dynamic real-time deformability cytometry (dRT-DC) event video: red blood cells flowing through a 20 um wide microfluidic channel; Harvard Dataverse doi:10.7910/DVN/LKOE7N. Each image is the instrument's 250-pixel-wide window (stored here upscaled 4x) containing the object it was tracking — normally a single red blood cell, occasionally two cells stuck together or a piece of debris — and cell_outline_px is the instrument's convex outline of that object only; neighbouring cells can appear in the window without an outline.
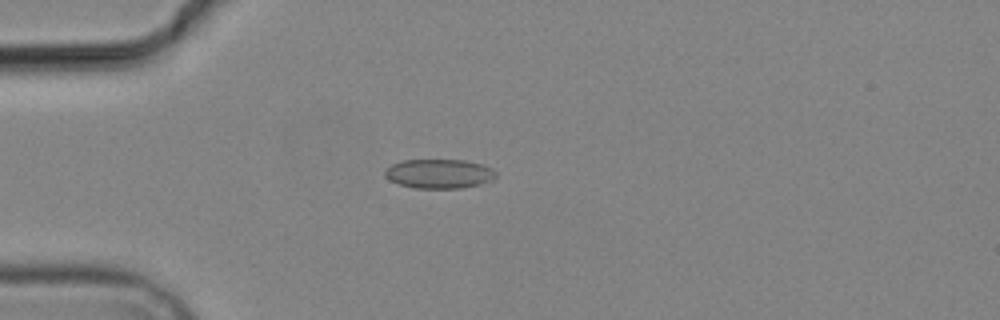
{"species": "common noctule bat (a hibernating species)", "species_latin": "Nyctalus noctula", "temperature_condition": "cold", "stored_images_in_passage": 4, "camera_frame_rate_fps": 3000, "um_per_image_px": 0.085, "animal": {"sex": "male", "body_mass_g": 19.2, "forearm_length_mm": 51.8}, "frame": {"image": 1, "passage_image": 4, "time_ms": 3.333, "image_size_px": [1000, 320], "cell_outline_px": [[496, 176], [492, 180], [480, 184], [460, 188], [416, 188], [396, 184], [388, 180], [384, 176], [384, 168], [392, 164], [404, 160], [464, 160], [480, 164], [492, 168], [496, 172]], "centroid_in_image_um": [37.27, 14.77], "position_along_channel_um": 47.7, "area_um2": 19.07}}